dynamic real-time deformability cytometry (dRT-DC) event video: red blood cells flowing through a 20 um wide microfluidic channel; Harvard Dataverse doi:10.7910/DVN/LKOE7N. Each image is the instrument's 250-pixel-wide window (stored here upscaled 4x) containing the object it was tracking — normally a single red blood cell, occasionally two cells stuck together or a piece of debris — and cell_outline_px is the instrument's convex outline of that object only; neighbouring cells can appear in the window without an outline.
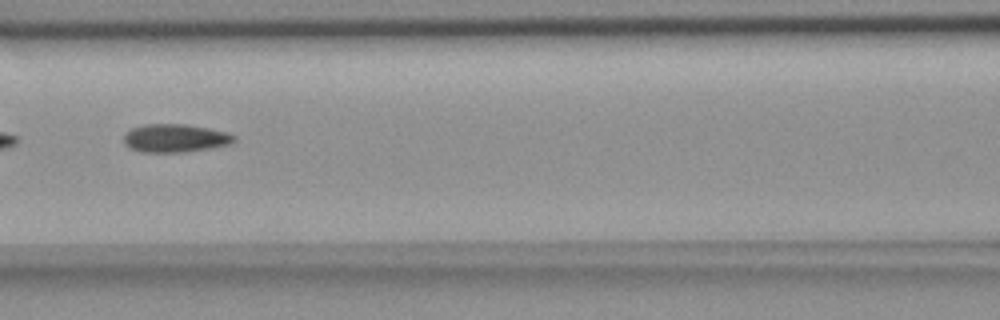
{"species": "common noctule bat (a hibernating species)", "species_latin": "Nyctalus noctula", "temperature_condition": "room temperature", "stored_images_in_passage": 7, "segment_of_instrument_passage": [2, 2], "camera_frame_rate_fps": 3000, "um_per_image_px": 0.085, "animal": {"sex": "female", "body_mass_g": 18.4}, "frame": {"image": 1, "passage_image": 7, "time_ms": 7.333, "image_size_px": [1000, 320], "cell_outline_px": [[236, 140], [228, 144], [208, 148], [180, 152], [140, 152], [128, 148], [124, 144], [124, 136], [132, 128], [144, 124], [184, 124], [208, 128], [224, 132], [236, 136]], "centroid_in_image_um": [14.83, 11.74], "position_along_channel_um": 151.8, "area_um2": 17.92}}